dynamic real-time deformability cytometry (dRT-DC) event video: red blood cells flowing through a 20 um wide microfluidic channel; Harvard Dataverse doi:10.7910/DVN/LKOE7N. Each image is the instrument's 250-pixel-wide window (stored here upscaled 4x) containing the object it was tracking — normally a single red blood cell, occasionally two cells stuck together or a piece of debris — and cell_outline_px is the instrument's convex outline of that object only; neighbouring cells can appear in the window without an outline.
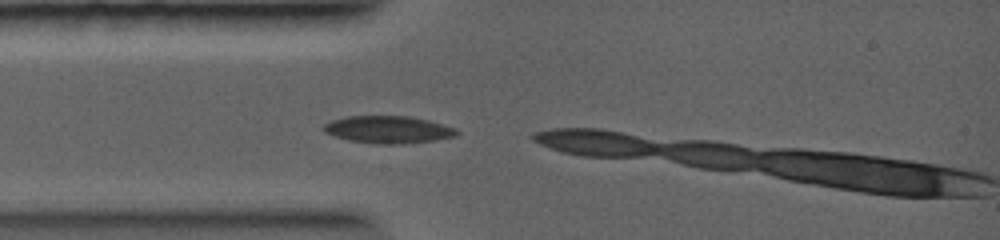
{"species": "common noctule bat (a hibernating species)", "species_latin": "Nyctalus noctula", "temperature_condition": "warm", "stored_images_in_passage": 3, "camera_frame_rate_fps": 5000, "um_per_image_px": 0.085, "animal": {"sex": "female", "body_mass_g": 19.0, "forearm_length_mm": 56.7}, "frame": {"image": 1, "passage_image": 1, "time_ms": 0.0, "image_size_px": [1000, 240], "cell_outline_px": [[460, 132], [456, 136], [436, 140], [404, 144], [376, 144], [348, 140], [324, 132], [320, 128], [324, 124], [332, 120], [348, 116], [408, 116], [428, 120], [456, 128]], "centroid_in_image_um": [33.0, 11.02], "position_along_channel_um": 52.0, "area_um2": 21.33}}